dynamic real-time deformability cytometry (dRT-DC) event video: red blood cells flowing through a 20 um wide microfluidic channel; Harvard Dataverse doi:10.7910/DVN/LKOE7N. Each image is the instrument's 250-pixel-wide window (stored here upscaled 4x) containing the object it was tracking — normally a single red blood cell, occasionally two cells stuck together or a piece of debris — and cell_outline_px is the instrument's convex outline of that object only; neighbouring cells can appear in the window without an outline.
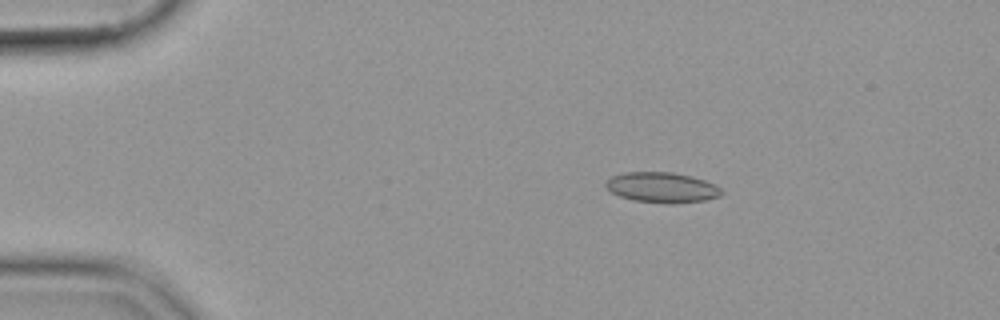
{"species": "common noctule bat (a hibernating species)", "species_latin": "Nyctalus noctula", "temperature_condition": "cold", "stored_images_in_passage": 47, "camera_frame_rate_fps": 3000, "um_per_image_px": 0.085, "animal": {"sex": "female", "body_mass_g": 19.9}, "frame": {"image": 1, "passage_image": 2, "time_ms": 0.333, "image_size_px": [1000, 320], "cell_outline_px": [[724, 192], [720, 196], [704, 200], [672, 204], [632, 200], [620, 196], [612, 192], [604, 184], [612, 176], [624, 172], [672, 172], [692, 176], [704, 180], [720, 188]], "centroid_in_image_um": [56.27, 15.93], "position_along_channel_um": 28.7, "area_um2": 20.35}}
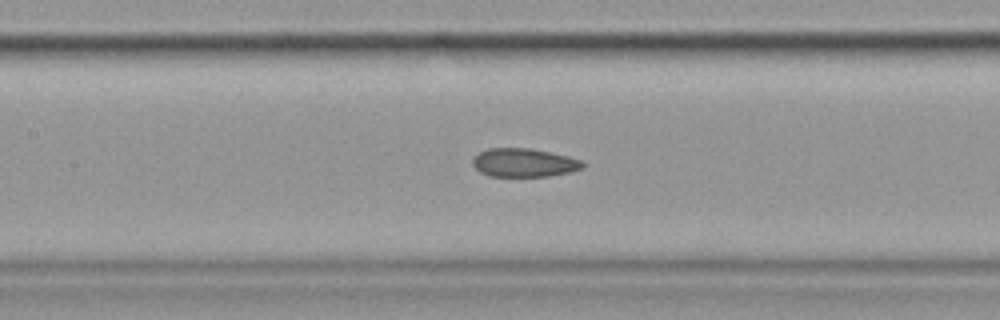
{"frame": {"image": 2, "passage_image": 18, "time_ms": 5.667, "image_size_px": [1000, 320], "cell_outline_px": [[584, 168], [572, 172], [548, 176], [488, 176], [480, 172], [472, 164], [472, 160], [480, 152], [488, 148], [532, 148], [568, 156], [584, 160]], "centroid_in_image_um": [44.58, 13.83], "position_along_channel_um": 162.8, "area_um2": 18.44}}
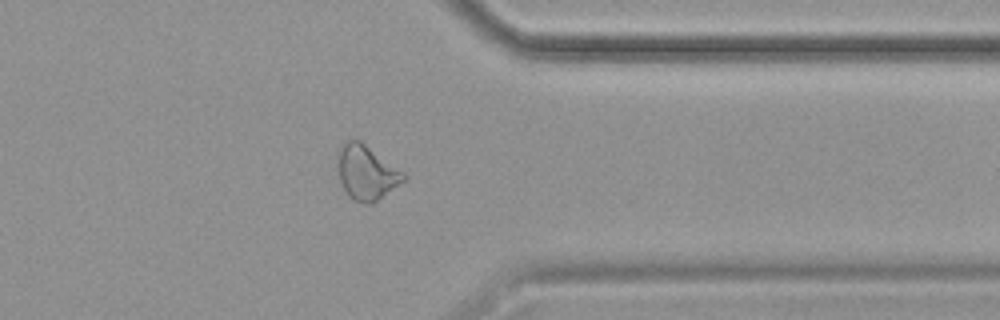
{"frame": {"image": 3, "passage_image": 36, "time_ms": 11.667, "image_size_px": [1000, 320], "cell_outline_px": [[408, 176], [404, 180], [372, 204], [364, 204], [352, 200], [348, 196], [340, 180], [336, 164], [336, 152], [352, 136], [360, 140], [404, 172]], "centroid_in_image_um": [31.1, 14.64], "position_along_channel_um": 380.3, "area_um2": 21.15}}